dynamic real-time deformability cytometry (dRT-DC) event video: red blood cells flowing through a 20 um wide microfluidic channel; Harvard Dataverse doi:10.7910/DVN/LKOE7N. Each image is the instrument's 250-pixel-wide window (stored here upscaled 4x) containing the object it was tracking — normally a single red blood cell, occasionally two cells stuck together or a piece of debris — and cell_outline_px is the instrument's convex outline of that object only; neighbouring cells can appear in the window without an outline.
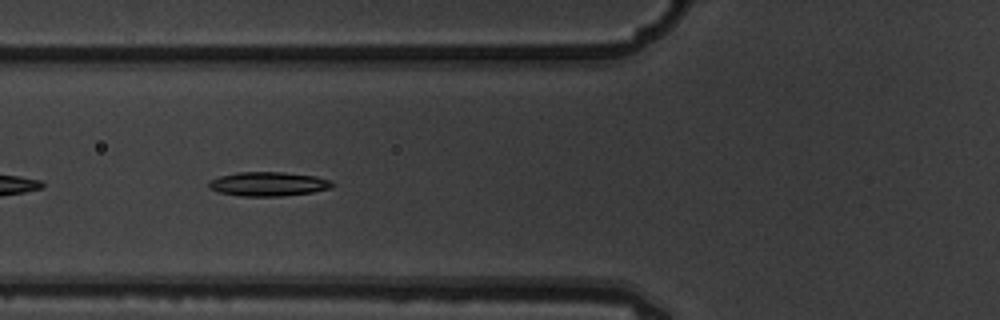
{"species": "common noctule bat (a hibernating species)", "species_latin": "Nyctalus noctula", "temperature_condition": "warm", "stored_images_in_passage": 9, "camera_frame_rate_fps": 3000, "um_per_image_px": 0.085, "animal": {"sex": "male", "body_mass_g": 19.5, "forearm_length_mm": 54.6}, "frame": {"image": 1, "passage_image": 4, "time_ms": 1.0, "image_size_px": [1000, 320], "cell_outline_px": [[336, 184], [328, 188], [312, 192], [280, 196], [240, 196], [216, 192], [208, 188], [208, 184], [212, 180], [220, 176], [236, 172], [284, 172], [316, 176], [332, 180]], "centroid_in_image_um": [22.8, 15.63], "position_along_channel_um": 103.0, "area_um2": 17.46}}
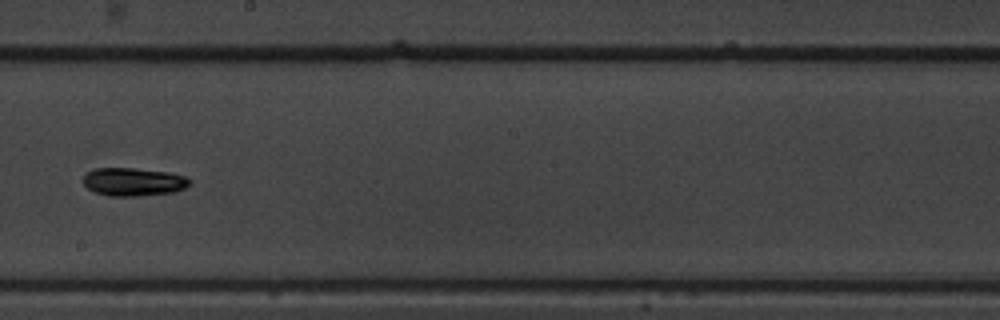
{"frame": {"image": 2, "passage_image": 7, "time_ms": 2.0, "image_size_px": [1000, 320], "cell_outline_px": [[192, 184], [176, 192], [136, 196], [108, 196], [96, 192], [88, 188], [80, 180], [92, 168], [132, 168], [168, 172], [184, 176], [192, 180]], "centroid_in_image_um": [11.34, 15.45], "position_along_channel_um": 236.9, "area_um2": 17.63}}
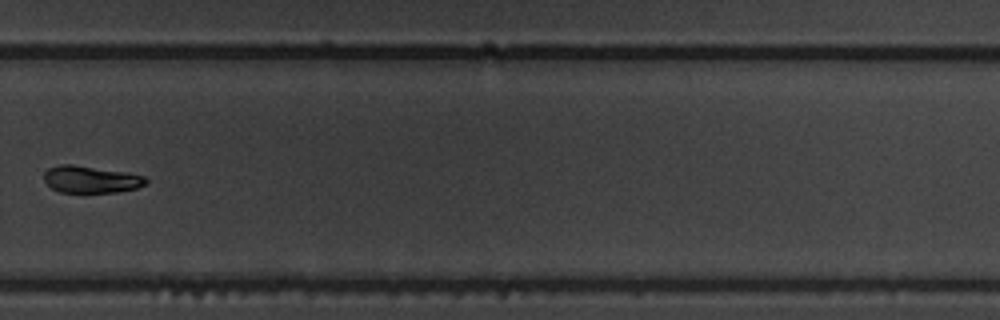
{"frame": {"image": 3, "passage_image": 9, "time_ms": 2.667, "image_size_px": [1000, 320], "cell_outline_px": [[148, 184], [136, 188], [116, 192], [60, 192], [52, 188], [44, 180], [44, 172], [48, 168], [60, 164], [72, 164], [128, 172], [144, 176], [148, 180]], "centroid_in_image_um": [7.74, 15.24], "position_along_channel_um": 322.1, "area_um2": 16.13}}